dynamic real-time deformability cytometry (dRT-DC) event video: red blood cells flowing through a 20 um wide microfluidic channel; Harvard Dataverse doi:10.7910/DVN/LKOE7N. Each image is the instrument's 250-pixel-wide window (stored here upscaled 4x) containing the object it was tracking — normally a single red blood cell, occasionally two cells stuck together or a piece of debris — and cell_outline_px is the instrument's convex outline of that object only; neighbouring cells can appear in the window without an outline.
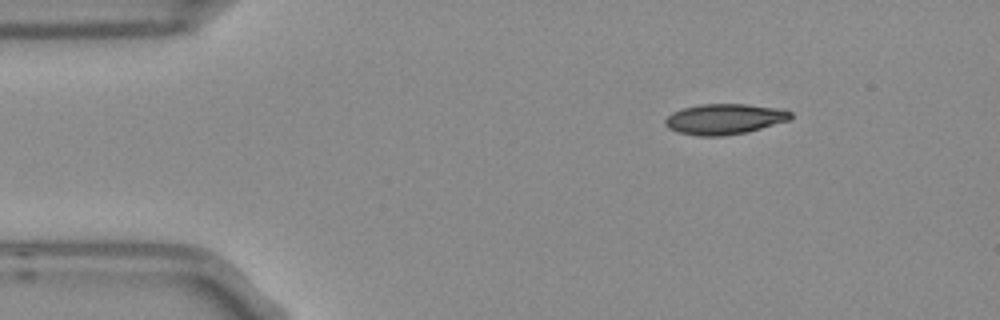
{"species": "Egyptian fruit bat (a non-hibernating species)", "species_latin": "Rousettus aegyptiacus", "temperature_condition": "room temperature", "stored_images_in_passage": 3, "camera_frame_rate_fps": 3000, "um_per_image_px": 0.085, "frame": {"image": 1, "passage_image": 1, "time_ms": 0.0, "image_size_px": [1000, 320], "cell_outline_px": [[792, 116], [788, 120], [748, 132], [724, 136], [700, 136], [676, 132], [668, 128], [664, 124], [664, 120], [672, 112], [684, 108], [700, 104], [748, 104], [776, 108], [792, 112]], "centroid_in_image_um": [61.54, 10.12], "position_along_channel_um": 23.5, "area_um2": 22.31}}